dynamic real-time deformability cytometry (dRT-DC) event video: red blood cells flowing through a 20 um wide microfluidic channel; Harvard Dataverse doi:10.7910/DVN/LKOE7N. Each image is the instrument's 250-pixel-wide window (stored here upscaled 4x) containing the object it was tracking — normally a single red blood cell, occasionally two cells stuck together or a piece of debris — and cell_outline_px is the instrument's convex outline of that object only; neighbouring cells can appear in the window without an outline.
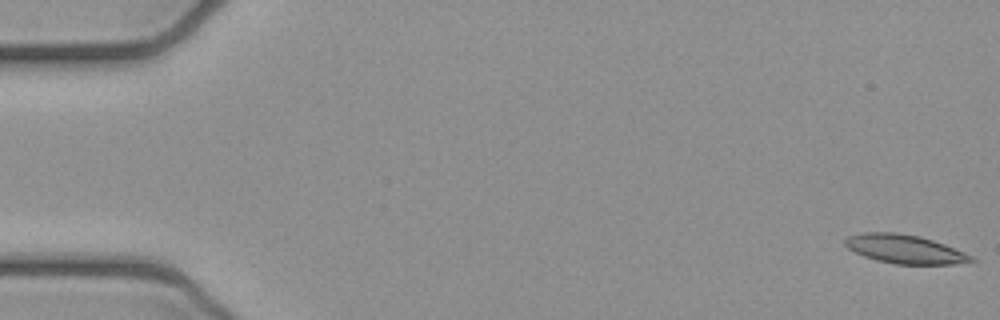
{"species": "common noctule bat (a hibernating species)", "species_latin": "Nyctalus noctula", "temperature_condition": "cold", "stored_images_in_passage": 5, "camera_frame_rate_fps": 3000, "um_per_image_px": 0.085, "animal": {"sex": "female", "body_mass_g": 21.9}, "frame": {"image": 1, "passage_image": 1, "time_ms": 0.0, "image_size_px": [1000, 320], "cell_outline_px": [[976, 260], [952, 264], [896, 264], [876, 260], [864, 256], [848, 248], [844, 244], [844, 240], [848, 236], [864, 232], [896, 232], [920, 236], [944, 244], [964, 252], [972, 256]], "centroid_in_image_um": [76.88, 21.16], "position_along_channel_um": 8.1, "area_um2": 20.98}}
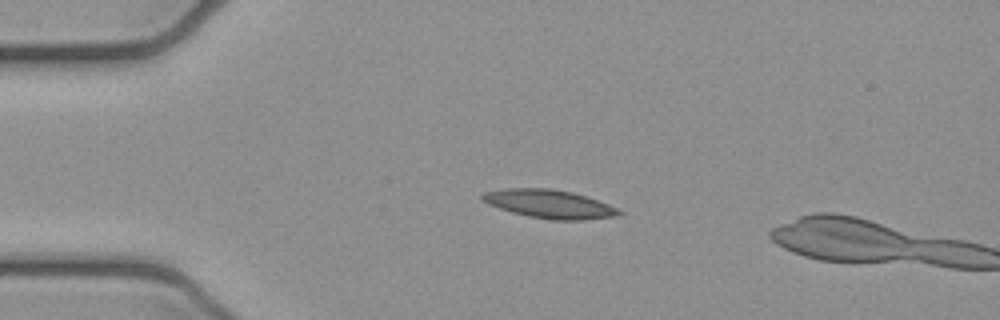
{"frame": {"image": 2, "passage_image": 4, "time_ms": 1.0, "image_size_px": [1000, 320], "cell_outline_px": [[624, 212], [620, 216], [584, 220], [548, 220], [528, 216], [512, 212], [488, 204], [480, 196], [484, 192], [504, 188], [552, 188], [572, 192], [608, 204]], "centroid_in_image_um": [46.71, 17.34], "position_along_channel_um": 38.3, "area_um2": 22.72}}